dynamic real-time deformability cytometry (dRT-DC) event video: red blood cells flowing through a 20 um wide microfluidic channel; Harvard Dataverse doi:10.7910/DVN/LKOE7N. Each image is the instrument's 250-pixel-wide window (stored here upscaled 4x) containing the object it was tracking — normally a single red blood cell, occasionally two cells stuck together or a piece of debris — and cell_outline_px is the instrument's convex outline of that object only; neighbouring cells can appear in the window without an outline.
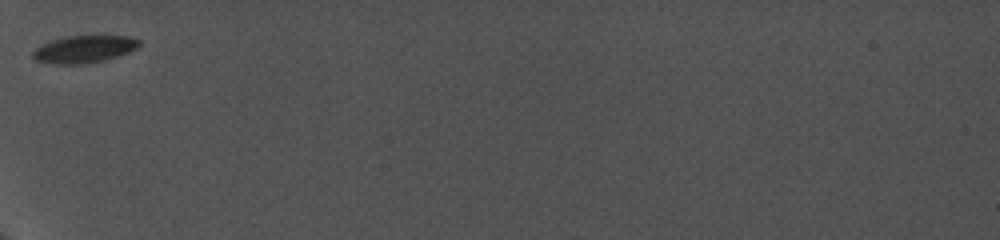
{"species": "common noctule bat (a hibernating species)", "species_latin": "Nyctalus noctula", "temperature_condition": "cold", "stored_images_in_passage": 20, "camera_frame_rate_fps": 5000, "um_per_image_px": 0.085, "animal": {"sex": "female", "body_mass_g": 19.0, "forearm_length_mm": 56.7}, "frame": {"image": 1, "passage_image": 1, "time_ms": 0.0, "image_size_px": [1000, 240], "cell_outline_px": [[140, 44], [136, 48], [128, 52], [104, 60], [88, 64], [52, 64], [36, 60], [32, 56], [32, 52], [40, 44], [52, 40], [68, 36], [132, 36], [140, 40]], "centroid_in_image_um": [7.13, 4.18], "position_along_channel_um": 77.9, "area_um2": 16.94}}
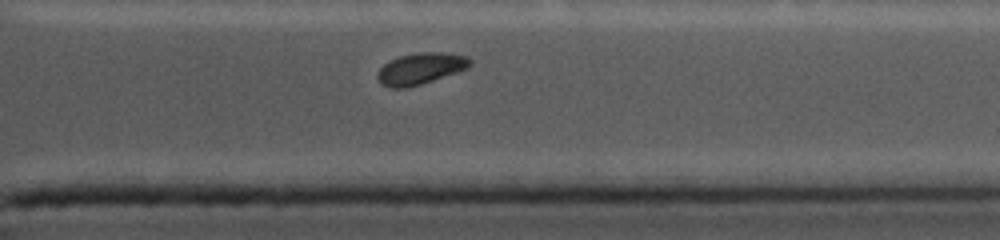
{"frame": {"image": 2, "passage_image": 16, "time_ms": 8.0, "image_size_px": [1000, 240], "cell_outline_px": [[472, 64], [468, 68], [420, 84], [404, 88], [392, 88], [384, 84], [376, 76], [380, 68], [384, 64], [400, 56], [420, 52], [440, 52], [468, 56], [472, 60]], "centroid_in_image_um": [35.78, 5.81], "position_along_channel_um": 375.6, "area_um2": 16.59}}
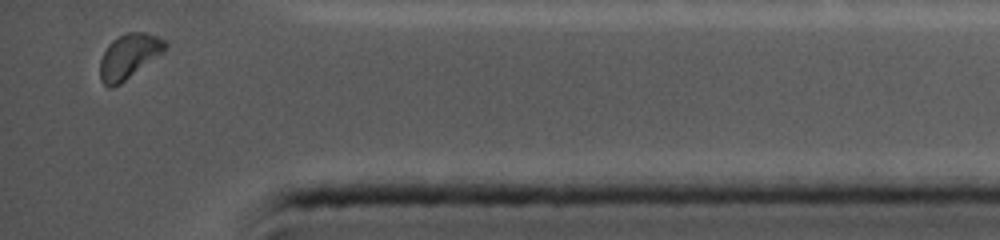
{"frame": {"image": 3, "passage_image": 19, "time_ms": 9.4, "image_size_px": [1000, 240], "cell_outline_px": [[168, 44], [160, 52], [120, 84], [112, 88], [108, 88], [100, 80], [100, 60], [108, 44], [112, 40], [128, 32], [144, 32], [156, 36], [164, 40]], "centroid_in_image_um": [10.88, 4.79], "position_along_channel_um": 424.3, "area_um2": 16.36}}